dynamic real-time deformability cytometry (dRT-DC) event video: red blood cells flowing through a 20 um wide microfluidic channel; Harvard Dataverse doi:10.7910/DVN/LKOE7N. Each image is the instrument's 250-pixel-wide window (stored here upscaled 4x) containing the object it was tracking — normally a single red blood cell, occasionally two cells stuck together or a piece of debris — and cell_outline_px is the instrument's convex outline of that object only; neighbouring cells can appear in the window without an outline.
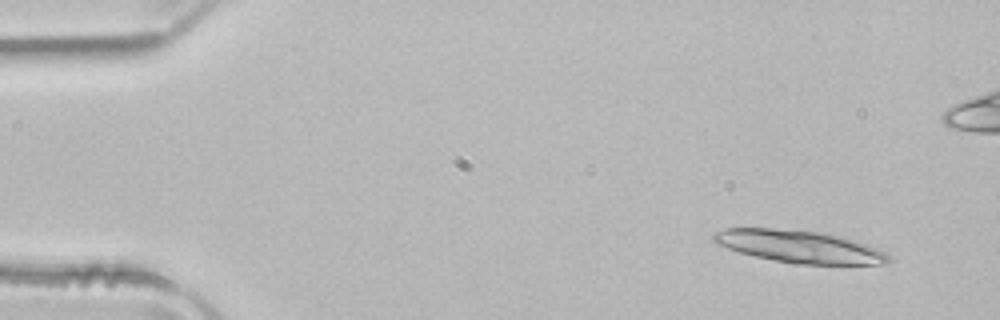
{"species": "common noctule bat (a hibernating species)", "species_latin": "Nyctalus noctula", "temperature_condition": "room temperature", "stored_images_in_passage": 24, "camera_frame_rate_fps": 3000, "um_per_image_px": 0.085, "animal": {"sex": "male", "body_mass_g": 21.5, "forearm_length_mm": 52.0}, "frame": {"image": 1, "passage_image": 4, "time_ms": 1.0, "image_size_px": [1000, 320], "cell_outline_px": [[892, 260], [884, 264], [792, 264], [772, 260], [740, 252], [716, 244], [712, 240], [712, 232], [724, 228], [772, 228], [820, 232], [840, 236], [876, 248], [884, 252]], "centroid_in_image_um": [67.88, 20.95], "position_along_channel_um": 17.1, "area_um2": 32.89}}